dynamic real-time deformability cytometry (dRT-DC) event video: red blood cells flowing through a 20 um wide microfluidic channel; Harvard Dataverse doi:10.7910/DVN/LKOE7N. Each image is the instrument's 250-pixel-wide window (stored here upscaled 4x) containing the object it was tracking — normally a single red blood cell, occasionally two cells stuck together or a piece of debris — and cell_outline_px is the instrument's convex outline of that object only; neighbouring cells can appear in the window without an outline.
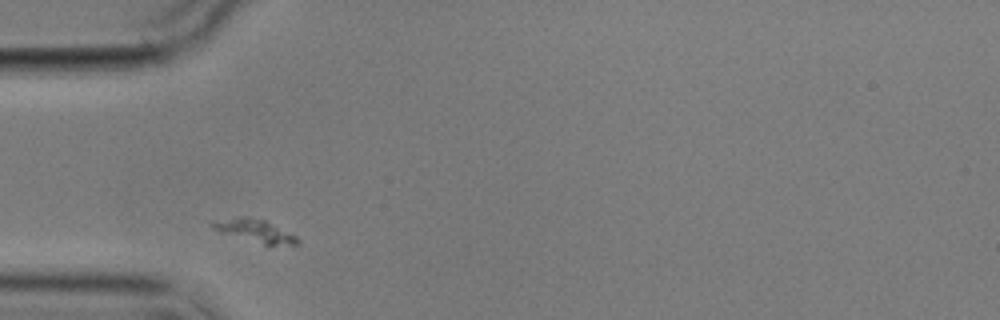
{"species": "common noctule bat (a hibernating species)", "species_latin": "Nyctalus noctula", "temperature_condition": "cold", "stored_images_in_passage": 2, "camera_frame_rate_fps": 3000, "um_per_image_px": 0.085, "animal": {"sex": "male", "body_mass_g": 17.9}, "frame": {"image": 1, "passage_image": 1, "time_ms": 0.0, "image_size_px": [1000, 320], "cell_outline_px": [[300, 244], [264, 244], [220, 232], [212, 228], [212, 220], [240, 216], [244, 216], [264, 220], [296, 236], [300, 240]], "centroid_in_image_um": [21.63, 19.59], "position_along_channel_um": 63.4, "area_um2": 10.98}}